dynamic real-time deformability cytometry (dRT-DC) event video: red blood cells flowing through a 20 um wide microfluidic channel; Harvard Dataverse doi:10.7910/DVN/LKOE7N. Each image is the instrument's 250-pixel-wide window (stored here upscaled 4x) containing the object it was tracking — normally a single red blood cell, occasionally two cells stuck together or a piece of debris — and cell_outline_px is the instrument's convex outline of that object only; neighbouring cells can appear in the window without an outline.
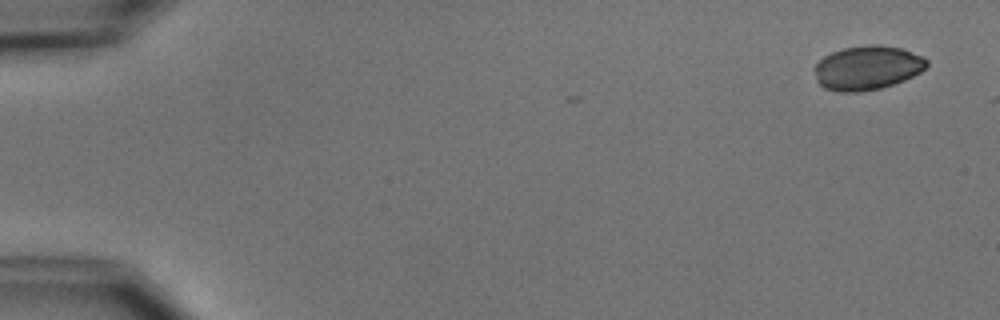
{"species": "common noctule bat (a hibernating species)", "species_latin": "Nyctalus noctula", "temperature_condition": "cold", "stored_images_in_passage": 2, "camera_frame_rate_fps": 3000, "um_per_image_px": 0.085, "animal": {"sex": "male", "body_mass_g": 15.6}, "frame": {"image": 1, "passage_image": 1, "time_ms": 0.0, "image_size_px": [1000, 320], "cell_outline_px": [[928, 64], [920, 72], [904, 80], [880, 88], [856, 92], [840, 92], [824, 88], [816, 80], [816, 64], [824, 56], [832, 52], [844, 48], [868, 44], [880, 44], [900, 48], [924, 56], [928, 60]], "centroid_in_image_um": [73.73, 5.75], "position_along_channel_um": 11.3, "area_um2": 28.73}}